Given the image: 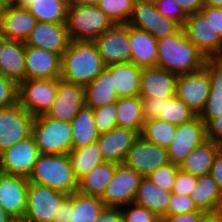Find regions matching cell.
Returning <instances> with one entry per match:
<instances>
[{
  "instance_id": "1",
  "label": "cell",
  "mask_w": 222,
  "mask_h": 222,
  "mask_svg": "<svg viewBox=\"0 0 222 222\" xmlns=\"http://www.w3.org/2000/svg\"><path fill=\"white\" fill-rule=\"evenodd\" d=\"M157 52V68L177 76L202 69L207 60V57L187 37L183 27L175 34L157 39Z\"/></svg>"
},
{
  "instance_id": "2",
  "label": "cell",
  "mask_w": 222,
  "mask_h": 222,
  "mask_svg": "<svg viewBox=\"0 0 222 222\" xmlns=\"http://www.w3.org/2000/svg\"><path fill=\"white\" fill-rule=\"evenodd\" d=\"M105 68L106 65L93 41L71 40L61 56L60 79L85 88Z\"/></svg>"
},
{
  "instance_id": "3",
  "label": "cell",
  "mask_w": 222,
  "mask_h": 222,
  "mask_svg": "<svg viewBox=\"0 0 222 222\" xmlns=\"http://www.w3.org/2000/svg\"><path fill=\"white\" fill-rule=\"evenodd\" d=\"M28 181L68 195L79 188V181L74 175L68 154H40Z\"/></svg>"
},
{
  "instance_id": "4",
  "label": "cell",
  "mask_w": 222,
  "mask_h": 222,
  "mask_svg": "<svg viewBox=\"0 0 222 222\" xmlns=\"http://www.w3.org/2000/svg\"><path fill=\"white\" fill-rule=\"evenodd\" d=\"M32 137L40 154H68L72 150V127L68 121L55 120L44 114L35 116Z\"/></svg>"
},
{
  "instance_id": "5",
  "label": "cell",
  "mask_w": 222,
  "mask_h": 222,
  "mask_svg": "<svg viewBox=\"0 0 222 222\" xmlns=\"http://www.w3.org/2000/svg\"><path fill=\"white\" fill-rule=\"evenodd\" d=\"M67 29L70 40L94 41L114 24L97 5L69 4Z\"/></svg>"
},
{
  "instance_id": "6",
  "label": "cell",
  "mask_w": 222,
  "mask_h": 222,
  "mask_svg": "<svg viewBox=\"0 0 222 222\" xmlns=\"http://www.w3.org/2000/svg\"><path fill=\"white\" fill-rule=\"evenodd\" d=\"M68 194L44 185L29 183L24 222H52Z\"/></svg>"
},
{
  "instance_id": "7",
  "label": "cell",
  "mask_w": 222,
  "mask_h": 222,
  "mask_svg": "<svg viewBox=\"0 0 222 222\" xmlns=\"http://www.w3.org/2000/svg\"><path fill=\"white\" fill-rule=\"evenodd\" d=\"M142 178L124 163L118 164L114 177L100 198L105 207L121 209L133 203Z\"/></svg>"
},
{
  "instance_id": "8",
  "label": "cell",
  "mask_w": 222,
  "mask_h": 222,
  "mask_svg": "<svg viewBox=\"0 0 222 222\" xmlns=\"http://www.w3.org/2000/svg\"><path fill=\"white\" fill-rule=\"evenodd\" d=\"M128 25L144 30L156 39L175 34L181 26L173 20L162 16L155 2L134 0Z\"/></svg>"
},
{
  "instance_id": "9",
  "label": "cell",
  "mask_w": 222,
  "mask_h": 222,
  "mask_svg": "<svg viewBox=\"0 0 222 222\" xmlns=\"http://www.w3.org/2000/svg\"><path fill=\"white\" fill-rule=\"evenodd\" d=\"M57 95V79H29L18 85V103L31 115L45 114Z\"/></svg>"
},
{
  "instance_id": "10",
  "label": "cell",
  "mask_w": 222,
  "mask_h": 222,
  "mask_svg": "<svg viewBox=\"0 0 222 222\" xmlns=\"http://www.w3.org/2000/svg\"><path fill=\"white\" fill-rule=\"evenodd\" d=\"M34 119L18 102L0 110V153L30 137Z\"/></svg>"
},
{
  "instance_id": "11",
  "label": "cell",
  "mask_w": 222,
  "mask_h": 222,
  "mask_svg": "<svg viewBox=\"0 0 222 222\" xmlns=\"http://www.w3.org/2000/svg\"><path fill=\"white\" fill-rule=\"evenodd\" d=\"M39 155L31 135L0 153V173L28 179Z\"/></svg>"
},
{
  "instance_id": "12",
  "label": "cell",
  "mask_w": 222,
  "mask_h": 222,
  "mask_svg": "<svg viewBox=\"0 0 222 222\" xmlns=\"http://www.w3.org/2000/svg\"><path fill=\"white\" fill-rule=\"evenodd\" d=\"M93 42L106 66L131 62L130 25H113Z\"/></svg>"
},
{
  "instance_id": "13",
  "label": "cell",
  "mask_w": 222,
  "mask_h": 222,
  "mask_svg": "<svg viewBox=\"0 0 222 222\" xmlns=\"http://www.w3.org/2000/svg\"><path fill=\"white\" fill-rule=\"evenodd\" d=\"M206 140V124L199 116L190 122L177 125L174 139L167 147L170 162L179 166L194 148Z\"/></svg>"
},
{
  "instance_id": "14",
  "label": "cell",
  "mask_w": 222,
  "mask_h": 222,
  "mask_svg": "<svg viewBox=\"0 0 222 222\" xmlns=\"http://www.w3.org/2000/svg\"><path fill=\"white\" fill-rule=\"evenodd\" d=\"M210 92L207 68L180 75L176 82V97L182 100L198 116L203 111Z\"/></svg>"
},
{
  "instance_id": "15",
  "label": "cell",
  "mask_w": 222,
  "mask_h": 222,
  "mask_svg": "<svg viewBox=\"0 0 222 222\" xmlns=\"http://www.w3.org/2000/svg\"><path fill=\"white\" fill-rule=\"evenodd\" d=\"M170 163L167 148L151 144L141 136L130 148L124 164L143 177L157 170L159 167Z\"/></svg>"
},
{
  "instance_id": "16",
  "label": "cell",
  "mask_w": 222,
  "mask_h": 222,
  "mask_svg": "<svg viewBox=\"0 0 222 222\" xmlns=\"http://www.w3.org/2000/svg\"><path fill=\"white\" fill-rule=\"evenodd\" d=\"M187 37L207 57H222V40L210 20L197 12L188 16L183 27Z\"/></svg>"
},
{
  "instance_id": "17",
  "label": "cell",
  "mask_w": 222,
  "mask_h": 222,
  "mask_svg": "<svg viewBox=\"0 0 222 222\" xmlns=\"http://www.w3.org/2000/svg\"><path fill=\"white\" fill-rule=\"evenodd\" d=\"M27 178L0 173V206L15 221H23L27 208Z\"/></svg>"
},
{
  "instance_id": "18",
  "label": "cell",
  "mask_w": 222,
  "mask_h": 222,
  "mask_svg": "<svg viewBox=\"0 0 222 222\" xmlns=\"http://www.w3.org/2000/svg\"><path fill=\"white\" fill-rule=\"evenodd\" d=\"M84 106V87L57 79L56 99L44 115L55 120L71 122Z\"/></svg>"
},
{
  "instance_id": "19",
  "label": "cell",
  "mask_w": 222,
  "mask_h": 222,
  "mask_svg": "<svg viewBox=\"0 0 222 222\" xmlns=\"http://www.w3.org/2000/svg\"><path fill=\"white\" fill-rule=\"evenodd\" d=\"M140 133L134 129L115 127L97 140L102 158L106 162L122 164L128 151L139 139Z\"/></svg>"
},
{
  "instance_id": "20",
  "label": "cell",
  "mask_w": 222,
  "mask_h": 222,
  "mask_svg": "<svg viewBox=\"0 0 222 222\" xmlns=\"http://www.w3.org/2000/svg\"><path fill=\"white\" fill-rule=\"evenodd\" d=\"M61 55L33 46H26L25 80L60 79Z\"/></svg>"
},
{
  "instance_id": "21",
  "label": "cell",
  "mask_w": 222,
  "mask_h": 222,
  "mask_svg": "<svg viewBox=\"0 0 222 222\" xmlns=\"http://www.w3.org/2000/svg\"><path fill=\"white\" fill-rule=\"evenodd\" d=\"M70 41L67 24L37 22L24 43L62 56Z\"/></svg>"
},
{
  "instance_id": "22",
  "label": "cell",
  "mask_w": 222,
  "mask_h": 222,
  "mask_svg": "<svg viewBox=\"0 0 222 222\" xmlns=\"http://www.w3.org/2000/svg\"><path fill=\"white\" fill-rule=\"evenodd\" d=\"M37 19L28 11L12 2L0 17V32L2 38L25 42L35 28Z\"/></svg>"
},
{
  "instance_id": "23",
  "label": "cell",
  "mask_w": 222,
  "mask_h": 222,
  "mask_svg": "<svg viewBox=\"0 0 222 222\" xmlns=\"http://www.w3.org/2000/svg\"><path fill=\"white\" fill-rule=\"evenodd\" d=\"M178 76L159 68H143L140 80V98H173L176 96Z\"/></svg>"
},
{
  "instance_id": "24",
  "label": "cell",
  "mask_w": 222,
  "mask_h": 222,
  "mask_svg": "<svg viewBox=\"0 0 222 222\" xmlns=\"http://www.w3.org/2000/svg\"><path fill=\"white\" fill-rule=\"evenodd\" d=\"M25 51L22 41L0 39V74L18 85L25 80Z\"/></svg>"
},
{
  "instance_id": "25",
  "label": "cell",
  "mask_w": 222,
  "mask_h": 222,
  "mask_svg": "<svg viewBox=\"0 0 222 222\" xmlns=\"http://www.w3.org/2000/svg\"><path fill=\"white\" fill-rule=\"evenodd\" d=\"M28 11L38 22L66 24L70 0H12Z\"/></svg>"
},
{
  "instance_id": "26",
  "label": "cell",
  "mask_w": 222,
  "mask_h": 222,
  "mask_svg": "<svg viewBox=\"0 0 222 222\" xmlns=\"http://www.w3.org/2000/svg\"><path fill=\"white\" fill-rule=\"evenodd\" d=\"M131 62L141 68L157 67V39L148 32L130 26Z\"/></svg>"
},
{
  "instance_id": "27",
  "label": "cell",
  "mask_w": 222,
  "mask_h": 222,
  "mask_svg": "<svg viewBox=\"0 0 222 222\" xmlns=\"http://www.w3.org/2000/svg\"><path fill=\"white\" fill-rule=\"evenodd\" d=\"M171 194L172 192L161 189L148 177H143L133 203L145 207L161 219L168 216Z\"/></svg>"
},
{
  "instance_id": "28",
  "label": "cell",
  "mask_w": 222,
  "mask_h": 222,
  "mask_svg": "<svg viewBox=\"0 0 222 222\" xmlns=\"http://www.w3.org/2000/svg\"><path fill=\"white\" fill-rule=\"evenodd\" d=\"M85 90V106L95 109L118 101L119 97L112 83V65L106 68Z\"/></svg>"
},
{
  "instance_id": "29",
  "label": "cell",
  "mask_w": 222,
  "mask_h": 222,
  "mask_svg": "<svg viewBox=\"0 0 222 222\" xmlns=\"http://www.w3.org/2000/svg\"><path fill=\"white\" fill-rule=\"evenodd\" d=\"M221 148L212 140L207 139L179 165V169L194 176L210 174L211 167Z\"/></svg>"
},
{
  "instance_id": "30",
  "label": "cell",
  "mask_w": 222,
  "mask_h": 222,
  "mask_svg": "<svg viewBox=\"0 0 222 222\" xmlns=\"http://www.w3.org/2000/svg\"><path fill=\"white\" fill-rule=\"evenodd\" d=\"M142 70L132 62L112 64V83L119 98L139 96Z\"/></svg>"
},
{
  "instance_id": "31",
  "label": "cell",
  "mask_w": 222,
  "mask_h": 222,
  "mask_svg": "<svg viewBox=\"0 0 222 222\" xmlns=\"http://www.w3.org/2000/svg\"><path fill=\"white\" fill-rule=\"evenodd\" d=\"M190 198L198 210L215 212L222 203V191L210 174L197 177Z\"/></svg>"
},
{
  "instance_id": "32",
  "label": "cell",
  "mask_w": 222,
  "mask_h": 222,
  "mask_svg": "<svg viewBox=\"0 0 222 222\" xmlns=\"http://www.w3.org/2000/svg\"><path fill=\"white\" fill-rule=\"evenodd\" d=\"M118 164L102 162L79 180L78 191L82 194L101 198L111 182Z\"/></svg>"
},
{
  "instance_id": "33",
  "label": "cell",
  "mask_w": 222,
  "mask_h": 222,
  "mask_svg": "<svg viewBox=\"0 0 222 222\" xmlns=\"http://www.w3.org/2000/svg\"><path fill=\"white\" fill-rule=\"evenodd\" d=\"M70 124L72 127V149L94 144L99 139L92 108L84 106Z\"/></svg>"
},
{
  "instance_id": "34",
  "label": "cell",
  "mask_w": 222,
  "mask_h": 222,
  "mask_svg": "<svg viewBox=\"0 0 222 222\" xmlns=\"http://www.w3.org/2000/svg\"><path fill=\"white\" fill-rule=\"evenodd\" d=\"M104 207L99 197L76 191L70 195V222H95Z\"/></svg>"
},
{
  "instance_id": "35",
  "label": "cell",
  "mask_w": 222,
  "mask_h": 222,
  "mask_svg": "<svg viewBox=\"0 0 222 222\" xmlns=\"http://www.w3.org/2000/svg\"><path fill=\"white\" fill-rule=\"evenodd\" d=\"M116 115L117 127L134 129L141 134L145 121L140 96L119 98Z\"/></svg>"
},
{
  "instance_id": "36",
  "label": "cell",
  "mask_w": 222,
  "mask_h": 222,
  "mask_svg": "<svg viewBox=\"0 0 222 222\" xmlns=\"http://www.w3.org/2000/svg\"><path fill=\"white\" fill-rule=\"evenodd\" d=\"M68 155L72 163L74 175L78 181L104 162L97 142L78 149H72Z\"/></svg>"
},
{
  "instance_id": "37",
  "label": "cell",
  "mask_w": 222,
  "mask_h": 222,
  "mask_svg": "<svg viewBox=\"0 0 222 222\" xmlns=\"http://www.w3.org/2000/svg\"><path fill=\"white\" fill-rule=\"evenodd\" d=\"M177 125L160 119L144 122L140 136L147 142L167 148L174 139Z\"/></svg>"
},
{
  "instance_id": "38",
  "label": "cell",
  "mask_w": 222,
  "mask_h": 222,
  "mask_svg": "<svg viewBox=\"0 0 222 222\" xmlns=\"http://www.w3.org/2000/svg\"><path fill=\"white\" fill-rule=\"evenodd\" d=\"M198 115L176 96L163 99L162 112L158 119L174 125L190 122Z\"/></svg>"
},
{
  "instance_id": "39",
  "label": "cell",
  "mask_w": 222,
  "mask_h": 222,
  "mask_svg": "<svg viewBox=\"0 0 222 222\" xmlns=\"http://www.w3.org/2000/svg\"><path fill=\"white\" fill-rule=\"evenodd\" d=\"M134 0H100L98 8L116 24H127L133 8Z\"/></svg>"
},
{
  "instance_id": "40",
  "label": "cell",
  "mask_w": 222,
  "mask_h": 222,
  "mask_svg": "<svg viewBox=\"0 0 222 222\" xmlns=\"http://www.w3.org/2000/svg\"><path fill=\"white\" fill-rule=\"evenodd\" d=\"M92 112L99 135L106 134L117 127V101L104 107L92 109Z\"/></svg>"
},
{
  "instance_id": "41",
  "label": "cell",
  "mask_w": 222,
  "mask_h": 222,
  "mask_svg": "<svg viewBox=\"0 0 222 222\" xmlns=\"http://www.w3.org/2000/svg\"><path fill=\"white\" fill-rule=\"evenodd\" d=\"M179 170V166L172 162L159 167L148 176L149 180L155 183L161 189L172 192L174 180Z\"/></svg>"
},
{
  "instance_id": "42",
  "label": "cell",
  "mask_w": 222,
  "mask_h": 222,
  "mask_svg": "<svg viewBox=\"0 0 222 222\" xmlns=\"http://www.w3.org/2000/svg\"><path fill=\"white\" fill-rule=\"evenodd\" d=\"M124 222H161V219L145 207L131 203L121 208Z\"/></svg>"
},
{
  "instance_id": "43",
  "label": "cell",
  "mask_w": 222,
  "mask_h": 222,
  "mask_svg": "<svg viewBox=\"0 0 222 222\" xmlns=\"http://www.w3.org/2000/svg\"><path fill=\"white\" fill-rule=\"evenodd\" d=\"M157 11L164 17L175 21L181 27H184L188 16L178 6L175 0H157L155 2Z\"/></svg>"
},
{
  "instance_id": "44",
  "label": "cell",
  "mask_w": 222,
  "mask_h": 222,
  "mask_svg": "<svg viewBox=\"0 0 222 222\" xmlns=\"http://www.w3.org/2000/svg\"><path fill=\"white\" fill-rule=\"evenodd\" d=\"M18 102V84L0 74V110Z\"/></svg>"
},
{
  "instance_id": "45",
  "label": "cell",
  "mask_w": 222,
  "mask_h": 222,
  "mask_svg": "<svg viewBox=\"0 0 222 222\" xmlns=\"http://www.w3.org/2000/svg\"><path fill=\"white\" fill-rule=\"evenodd\" d=\"M198 211V208L193 203L190 196L181 194H171V199L168 207V215H179Z\"/></svg>"
},
{
  "instance_id": "46",
  "label": "cell",
  "mask_w": 222,
  "mask_h": 222,
  "mask_svg": "<svg viewBox=\"0 0 222 222\" xmlns=\"http://www.w3.org/2000/svg\"><path fill=\"white\" fill-rule=\"evenodd\" d=\"M205 67L210 80V91L222 92V57L207 58Z\"/></svg>"
},
{
  "instance_id": "47",
  "label": "cell",
  "mask_w": 222,
  "mask_h": 222,
  "mask_svg": "<svg viewBox=\"0 0 222 222\" xmlns=\"http://www.w3.org/2000/svg\"><path fill=\"white\" fill-rule=\"evenodd\" d=\"M222 111V92L210 91L199 117L207 124Z\"/></svg>"
},
{
  "instance_id": "48",
  "label": "cell",
  "mask_w": 222,
  "mask_h": 222,
  "mask_svg": "<svg viewBox=\"0 0 222 222\" xmlns=\"http://www.w3.org/2000/svg\"><path fill=\"white\" fill-rule=\"evenodd\" d=\"M196 183L197 176L179 169L174 180L172 193L190 196L192 190L196 186Z\"/></svg>"
},
{
  "instance_id": "49",
  "label": "cell",
  "mask_w": 222,
  "mask_h": 222,
  "mask_svg": "<svg viewBox=\"0 0 222 222\" xmlns=\"http://www.w3.org/2000/svg\"><path fill=\"white\" fill-rule=\"evenodd\" d=\"M144 121L158 119L163 108V99L141 98Z\"/></svg>"
},
{
  "instance_id": "50",
  "label": "cell",
  "mask_w": 222,
  "mask_h": 222,
  "mask_svg": "<svg viewBox=\"0 0 222 222\" xmlns=\"http://www.w3.org/2000/svg\"><path fill=\"white\" fill-rule=\"evenodd\" d=\"M207 139L214 141L222 149V111L206 124Z\"/></svg>"
},
{
  "instance_id": "51",
  "label": "cell",
  "mask_w": 222,
  "mask_h": 222,
  "mask_svg": "<svg viewBox=\"0 0 222 222\" xmlns=\"http://www.w3.org/2000/svg\"><path fill=\"white\" fill-rule=\"evenodd\" d=\"M200 12L206 17L207 20H210L214 31L219 33L222 40V8L204 6Z\"/></svg>"
},
{
  "instance_id": "52",
  "label": "cell",
  "mask_w": 222,
  "mask_h": 222,
  "mask_svg": "<svg viewBox=\"0 0 222 222\" xmlns=\"http://www.w3.org/2000/svg\"><path fill=\"white\" fill-rule=\"evenodd\" d=\"M207 212L198 210L191 213L179 215H168L161 218V222H202Z\"/></svg>"
},
{
  "instance_id": "53",
  "label": "cell",
  "mask_w": 222,
  "mask_h": 222,
  "mask_svg": "<svg viewBox=\"0 0 222 222\" xmlns=\"http://www.w3.org/2000/svg\"><path fill=\"white\" fill-rule=\"evenodd\" d=\"M95 222H124L120 208L104 207Z\"/></svg>"
},
{
  "instance_id": "54",
  "label": "cell",
  "mask_w": 222,
  "mask_h": 222,
  "mask_svg": "<svg viewBox=\"0 0 222 222\" xmlns=\"http://www.w3.org/2000/svg\"><path fill=\"white\" fill-rule=\"evenodd\" d=\"M175 1L187 16L200 12L204 7V0H175Z\"/></svg>"
},
{
  "instance_id": "55",
  "label": "cell",
  "mask_w": 222,
  "mask_h": 222,
  "mask_svg": "<svg viewBox=\"0 0 222 222\" xmlns=\"http://www.w3.org/2000/svg\"><path fill=\"white\" fill-rule=\"evenodd\" d=\"M210 175L218 184V187L222 191V149L218 152L214 163L211 167Z\"/></svg>"
},
{
  "instance_id": "56",
  "label": "cell",
  "mask_w": 222,
  "mask_h": 222,
  "mask_svg": "<svg viewBox=\"0 0 222 222\" xmlns=\"http://www.w3.org/2000/svg\"><path fill=\"white\" fill-rule=\"evenodd\" d=\"M52 222H70V195L60 206Z\"/></svg>"
},
{
  "instance_id": "57",
  "label": "cell",
  "mask_w": 222,
  "mask_h": 222,
  "mask_svg": "<svg viewBox=\"0 0 222 222\" xmlns=\"http://www.w3.org/2000/svg\"><path fill=\"white\" fill-rule=\"evenodd\" d=\"M202 222H221V220L216 212H207Z\"/></svg>"
},
{
  "instance_id": "58",
  "label": "cell",
  "mask_w": 222,
  "mask_h": 222,
  "mask_svg": "<svg viewBox=\"0 0 222 222\" xmlns=\"http://www.w3.org/2000/svg\"><path fill=\"white\" fill-rule=\"evenodd\" d=\"M100 0H70V4L97 5Z\"/></svg>"
},
{
  "instance_id": "59",
  "label": "cell",
  "mask_w": 222,
  "mask_h": 222,
  "mask_svg": "<svg viewBox=\"0 0 222 222\" xmlns=\"http://www.w3.org/2000/svg\"><path fill=\"white\" fill-rule=\"evenodd\" d=\"M204 6L222 8V0H204Z\"/></svg>"
},
{
  "instance_id": "60",
  "label": "cell",
  "mask_w": 222,
  "mask_h": 222,
  "mask_svg": "<svg viewBox=\"0 0 222 222\" xmlns=\"http://www.w3.org/2000/svg\"><path fill=\"white\" fill-rule=\"evenodd\" d=\"M0 222H15V220L9 216L0 206Z\"/></svg>"
},
{
  "instance_id": "61",
  "label": "cell",
  "mask_w": 222,
  "mask_h": 222,
  "mask_svg": "<svg viewBox=\"0 0 222 222\" xmlns=\"http://www.w3.org/2000/svg\"><path fill=\"white\" fill-rule=\"evenodd\" d=\"M12 0H0V17L5 13Z\"/></svg>"
},
{
  "instance_id": "62",
  "label": "cell",
  "mask_w": 222,
  "mask_h": 222,
  "mask_svg": "<svg viewBox=\"0 0 222 222\" xmlns=\"http://www.w3.org/2000/svg\"><path fill=\"white\" fill-rule=\"evenodd\" d=\"M215 212L218 214V216L222 222V203Z\"/></svg>"
},
{
  "instance_id": "63",
  "label": "cell",
  "mask_w": 222,
  "mask_h": 222,
  "mask_svg": "<svg viewBox=\"0 0 222 222\" xmlns=\"http://www.w3.org/2000/svg\"><path fill=\"white\" fill-rule=\"evenodd\" d=\"M144 1L156 2L157 0H144Z\"/></svg>"
}]
</instances>
